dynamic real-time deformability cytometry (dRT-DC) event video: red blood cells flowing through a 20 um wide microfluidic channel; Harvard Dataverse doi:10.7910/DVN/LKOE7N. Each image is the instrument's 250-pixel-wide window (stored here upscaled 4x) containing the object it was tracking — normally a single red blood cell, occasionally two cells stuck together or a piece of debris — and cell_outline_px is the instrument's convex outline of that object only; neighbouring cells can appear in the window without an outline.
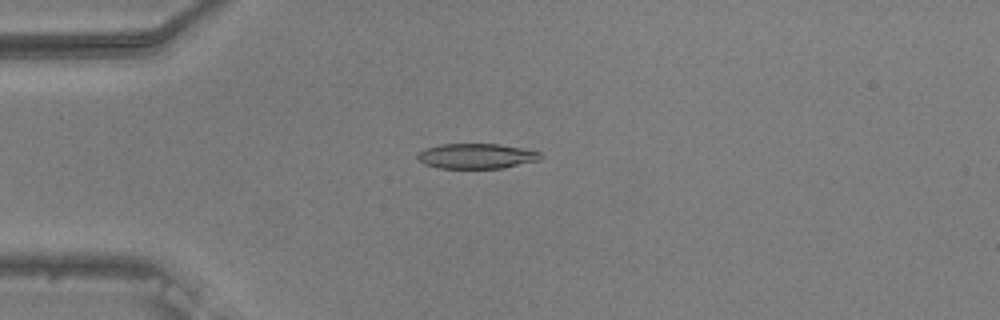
{"species": "common noctule bat (a hibernating species)", "species_latin": "Nyctalus noctula", "temperature_condition": "warm", "stored_images_in_passage": 47, "camera_frame_rate_fps": 3000, "um_per_image_px": 0.085, "animal": {"sex": "male", "body_mass_g": 20.5, "forearm_length_mm": 52.5}, "frame": {"image": 1, "passage_image": 7, "time_ms": 2.0, "image_size_px": [1000, 320], "cell_outline_px": [[540, 160], [504, 168], [440, 168], [424, 164], [416, 156], [424, 148], [440, 144], [500, 144], [540, 152]], "centroid_in_image_um": [40.48, 13.27], "position_along_channel_um": 44.5, "area_um2": 17.92}}
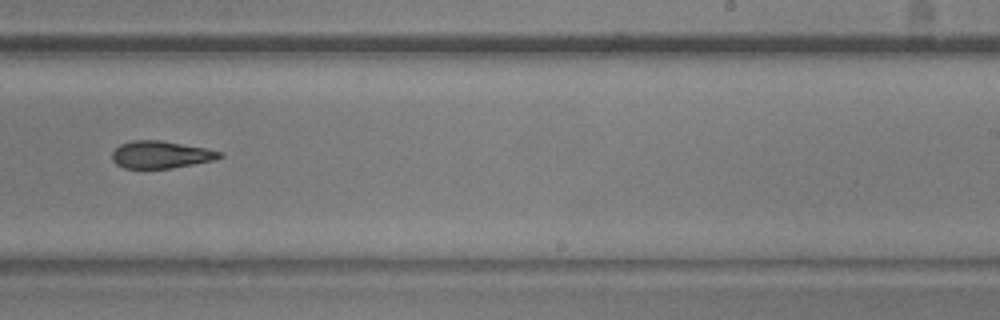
{"frame": {"image": 2, "passage_image": 27, "time_ms": 8.667, "image_size_px": [1000, 320], "cell_outline_px": [[224, 156], [212, 160], [172, 168], [124, 168], [116, 164], [112, 160], [112, 152], [120, 144], [132, 140], [160, 140], [208, 148], [220, 152]], "centroid_in_image_um": [13.64, 13.13], "position_along_channel_um": 275.4, "area_um2": 17.05}}
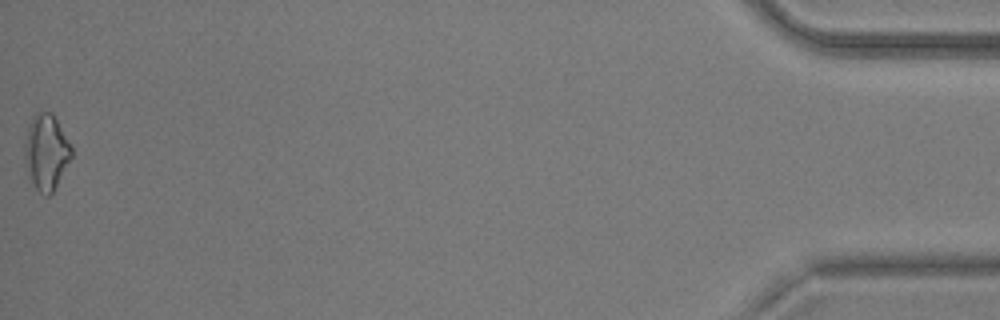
{"frame": {"image": 3, "passage_image": 47, "time_ms": 15.333, "image_size_px": [1000, 320], "cell_outline_px": [[72, 156], [52, 192], [48, 196], [44, 196], [36, 188], [28, 176], [24, 160], [24, 144], [28, 124], [32, 116], [36, 112], [52, 112], [72, 144]], "centroid_in_image_um": [3.91, 12.89], "position_along_channel_um": 431.3, "area_um2": 20.81}}